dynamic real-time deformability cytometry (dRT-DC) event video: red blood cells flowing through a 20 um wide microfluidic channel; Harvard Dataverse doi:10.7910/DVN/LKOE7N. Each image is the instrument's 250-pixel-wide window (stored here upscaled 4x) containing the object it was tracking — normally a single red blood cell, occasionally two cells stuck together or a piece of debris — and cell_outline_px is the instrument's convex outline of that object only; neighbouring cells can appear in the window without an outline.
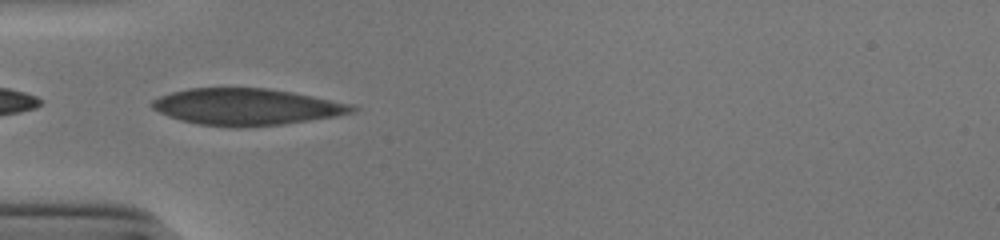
{"species": "human", "species_latin": "Homo sapiens", "temperature_condition": "cold", "stored_images_in_passage": 36, "camera_frame_rate_fps": 3000, "um_per_image_px": 0.085, "donor": {"sex": "male"}, "frame": {"image": 1, "passage_image": 1, "time_ms": 0.0, "image_size_px": [1000, 240], "cell_outline_px": [[360, 108], [352, 112], [336, 116], [284, 124], [236, 128], [232, 128], [196, 124], [180, 120], [168, 116], [152, 108], [152, 100], [160, 96], [172, 92], [188, 88], [268, 88], [292, 92], [352, 104]], "centroid_in_image_um": [20.94, 9.09], "position_along_channel_um": 64.1, "area_um2": 42.77}}
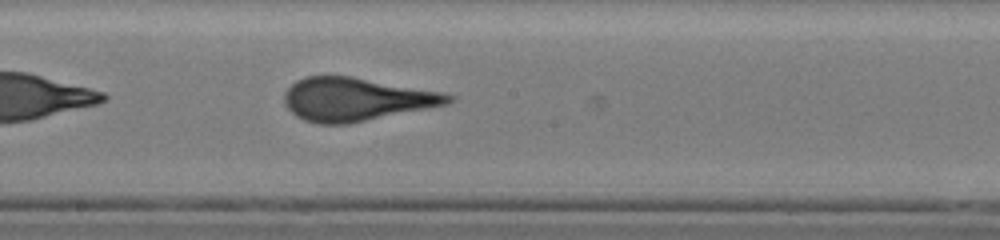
{"frame": {"image": 2, "passage_image": 13, "time_ms": 4.0, "image_size_px": [1000, 240], "cell_outline_px": [[456, 96], [448, 104], [348, 124], [320, 124], [304, 120], [296, 116], [288, 108], [284, 100], [284, 92], [296, 80], [304, 76], [352, 76], [444, 92]], "centroid_in_image_um": [30.27, 8.43], "position_along_channel_um": 217.9, "area_um2": 41.33}}
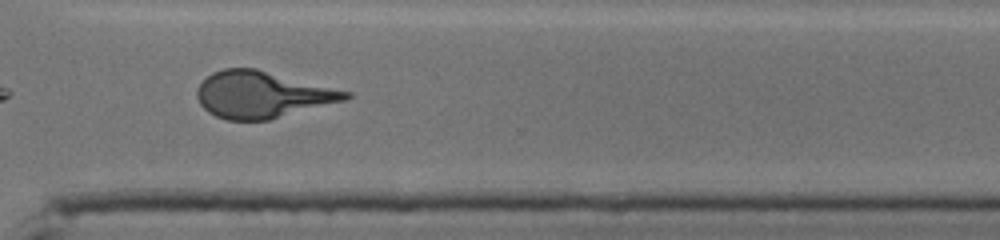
{"frame": {"image": 3, "passage_image": 23, "time_ms": 7.333, "image_size_px": [1000, 240], "cell_outline_px": [[352, 96], [348, 100], [268, 120], [228, 120], [216, 116], [208, 112], [200, 104], [196, 96], [196, 92], [200, 84], [212, 72], [224, 68], [256, 68], [352, 92]], "centroid_in_image_um": [22.31, 8.04], "position_along_channel_um": 348.3, "area_um2": 40.46}, "authors_computed_cell_mechanics": {"area_um2": 41.2981, "velocity_mm_per_s": 3.9103, "shape_relaxation_time_tau1_ms": 6.43, "shape_relaxation_time_tau2_ms": null, "deformation_change_tau1": 0.2049, "deformation_change_tau2": null}}